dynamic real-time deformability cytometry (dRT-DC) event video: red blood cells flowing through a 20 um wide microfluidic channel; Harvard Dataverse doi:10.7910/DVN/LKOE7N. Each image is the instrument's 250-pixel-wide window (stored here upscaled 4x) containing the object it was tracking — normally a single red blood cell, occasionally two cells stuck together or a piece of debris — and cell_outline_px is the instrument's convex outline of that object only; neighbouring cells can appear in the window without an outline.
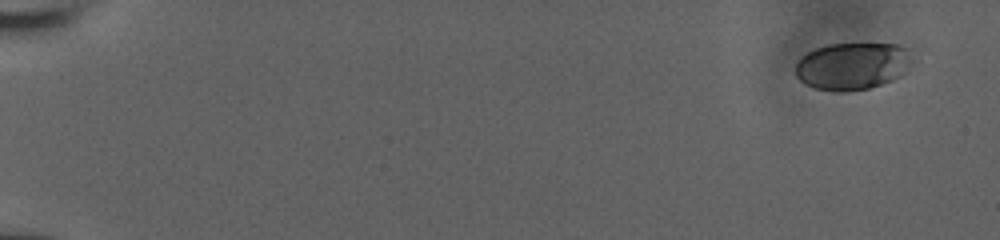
{"species": "human", "species_latin": "Homo sapiens", "temperature_condition": "room temperature", "stored_images_in_passage": 54, "camera_frame_rate_fps": 3000, "um_per_image_px": 0.085, "donor": {"sex": "male"}, "frame": {"image": 1, "passage_image": 1, "time_ms": 0.0, "image_size_px": [1000, 240], "cell_outline_px": [[916, 60], [900, 76], [892, 80], [868, 88], [848, 92], [836, 92], [812, 88], [804, 84], [796, 76], [796, 64], [808, 52], [816, 48], [828, 44], [896, 44], [908, 48]], "centroid_in_image_um": [72.49, 5.62], "position_along_channel_um": 12.5, "area_um2": 32.48}}
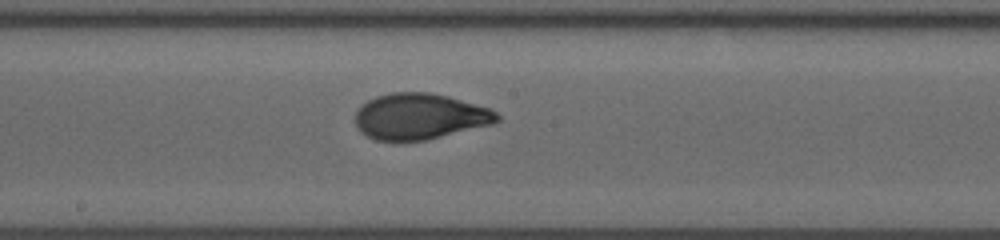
{"frame": {"image": 2, "passage_image": 31, "time_ms": 10.0, "image_size_px": [1000, 240], "cell_outline_px": [[500, 120], [492, 124], [424, 140], [376, 140], [360, 132], [356, 124], [356, 112], [368, 100], [376, 96], [392, 92], [432, 92], [448, 96], [492, 108], [500, 116]], "centroid_in_image_um": [35.71, 9.88], "position_along_channel_um": 212.5, "area_um2": 37.8}}
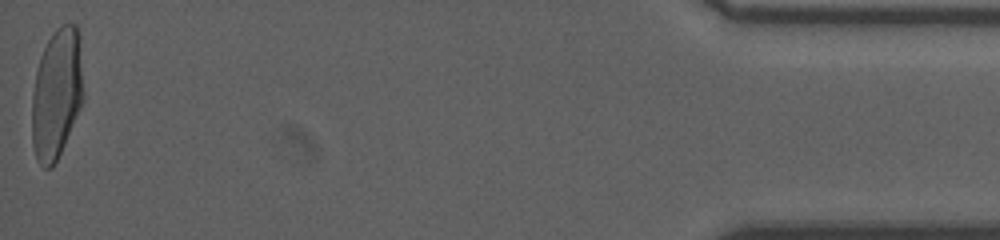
{"frame": {"image": 3, "passage_image": 54, "time_ms": 17.667, "image_size_px": [1000, 240], "cell_outline_px": [[84, 96], [80, 108], [64, 144], [52, 168], [44, 168], [36, 160], [32, 144], [32, 92], [36, 72], [40, 56], [52, 32], [60, 24], [76, 24]], "centroid_in_image_um": [4.78, 8.0], "position_along_channel_um": 430.4, "area_um2": 38.73}, "authors_computed_cell_mechanics": {"area_um2": 37.57, "velocity_mm_per_s": 3.9358, "shape_relaxation_time_tau1_ms": 6.9705, "shape_relaxation_time_tau2_ms": null, "deformation_change_tau1": 0.2432, "deformation_change_tau2": null}}